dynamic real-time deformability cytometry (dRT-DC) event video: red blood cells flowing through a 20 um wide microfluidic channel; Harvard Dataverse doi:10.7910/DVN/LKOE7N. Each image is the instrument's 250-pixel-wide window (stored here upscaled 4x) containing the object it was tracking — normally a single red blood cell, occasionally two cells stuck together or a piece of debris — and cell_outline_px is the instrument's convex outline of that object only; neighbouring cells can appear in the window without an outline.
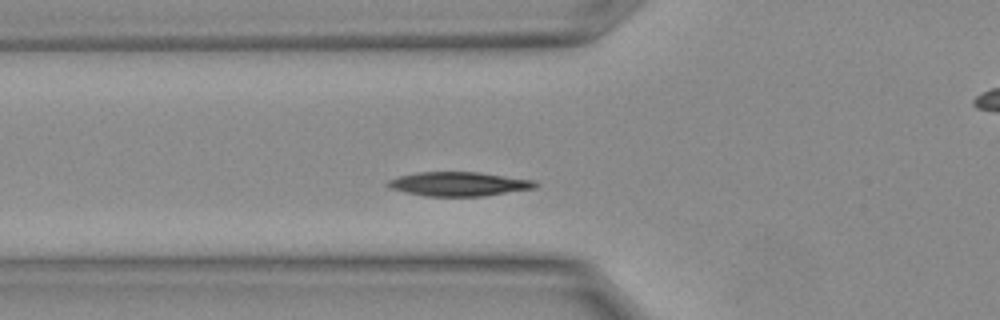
{"species": "Egyptian fruit bat (a non-hibernating species)", "species_latin": "Rousettus aegyptiacus", "temperature_condition": "warm", "stored_images_in_passage": 13, "camera_frame_rate_fps": 3000, "um_per_image_px": 0.085, "animal": {"sex": "female"}, "frame": {"image": 1, "passage_image": 4, "time_ms": 1.0, "image_size_px": [1000, 320], "cell_outline_px": [[536, 188], [480, 196], [424, 196], [392, 188], [384, 184], [388, 180], [400, 176], [416, 172], [480, 172], [532, 180], [536, 184]], "centroid_in_image_um": [38.96, 15.63], "position_along_channel_um": 86.8, "area_um2": 20.4}}
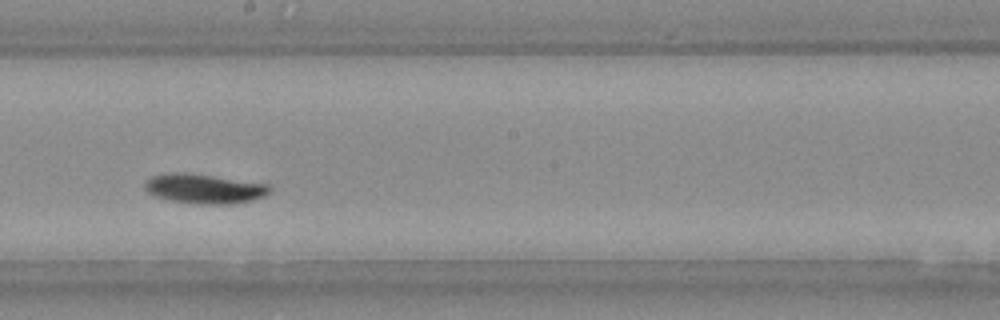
{"frame": {"image": 2, "passage_image": 10, "time_ms": 3.0, "image_size_px": [1000, 320], "cell_outline_px": [[268, 192], [264, 196], [252, 200], [232, 204], [196, 204], [172, 200], [156, 196], [148, 192], [144, 188], [144, 184], [152, 176], [168, 172], [184, 172], [268, 184]], "centroid_in_image_um": [17.32, 16.04], "position_along_channel_um": 230.9, "area_um2": 21.21}}